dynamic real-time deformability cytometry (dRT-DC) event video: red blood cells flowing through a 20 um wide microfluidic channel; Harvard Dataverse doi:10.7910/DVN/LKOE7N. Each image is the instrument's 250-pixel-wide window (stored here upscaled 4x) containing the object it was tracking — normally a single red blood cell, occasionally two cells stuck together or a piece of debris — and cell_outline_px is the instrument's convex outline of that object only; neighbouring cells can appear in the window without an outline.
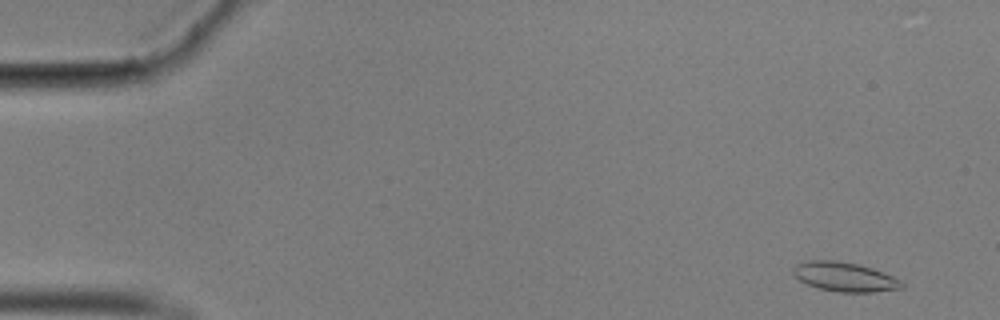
{"species": "common noctule bat (a hibernating species)", "species_latin": "Nyctalus noctula", "temperature_condition": "cold", "stored_images_in_passage": 55, "camera_frame_rate_fps": 3000, "um_per_image_px": 0.085, "animal": {"sex": "male", "body_mass_g": 17.9}, "frame": {"image": 1, "passage_image": 1, "time_ms": 0.0, "image_size_px": [1000, 320], "cell_outline_px": [[904, 284], [900, 288], [872, 292], [840, 292], [816, 288], [800, 280], [792, 272], [792, 268], [796, 264], [808, 260], [836, 260], [860, 264], [872, 268], [892, 276], [900, 280]], "centroid_in_image_um": [71.76, 23.52], "position_along_channel_um": 13.2, "area_um2": 18.5}}
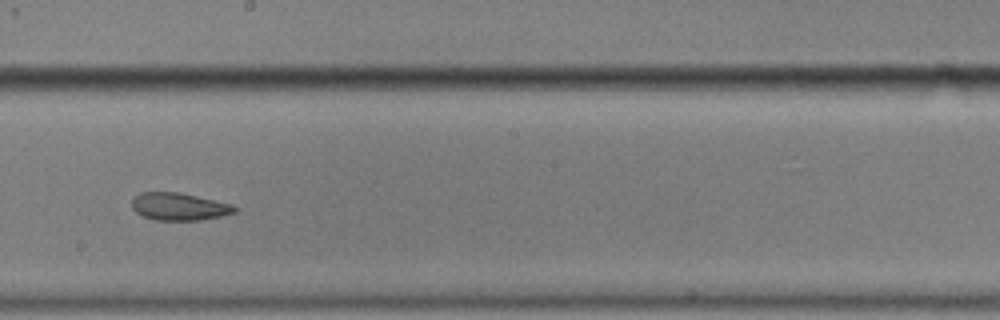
{"frame": {"image": 2, "passage_image": 30, "time_ms": 9.667, "image_size_px": [1000, 320], "cell_outline_px": [[236, 212], [220, 216], [200, 220], [156, 220], [144, 216], [136, 212], [132, 208], [132, 200], [140, 192], [180, 192], [232, 204], [236, 208]], "centroid_in_image_um": [15.22, 17.55], "position_along_channel_um": 233.0, "area_um2": 16.36}}
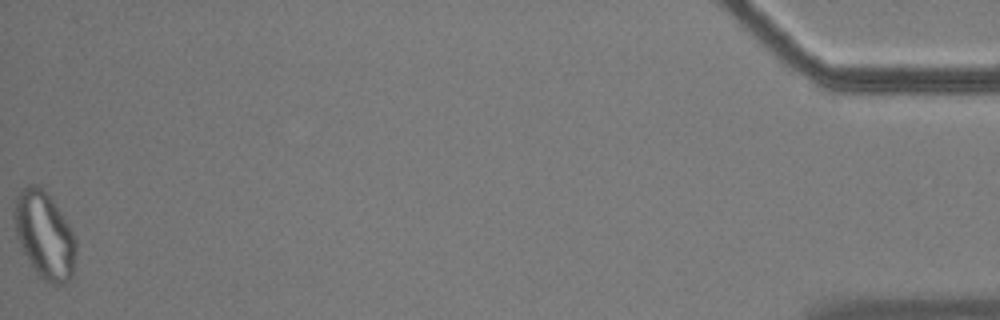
{"frame": {"image": 3, "passage_image": 55, "time_ms": 18.0, "image_size_px": [1000, 320], "cell_outline_px": [[76, 252], [72, 276], [64, 284], [56, 288], [44, 280], [36, 272], [28, 260], [16, 236], [12, 216], [16, 196], [28, 184], [36, 184], [44, 188], [48, 192], [68, 224], [76, 240]], "centroid_in_image_um": [3.77, 19.99], "position_along_channel_um": 431.4, "area_um2": 31.56}, "authors_computed_cell_mechanics": {"area_um2": 17.6868, "velocity_mm_per_s": 3.5017, "shape_relaxation_time_tau1_ms": null, "shape_relaxation_time_tau2_ms": 5.5985, "deformation_change_tau1": null, "deformation_change_tau2": 0.1189}}